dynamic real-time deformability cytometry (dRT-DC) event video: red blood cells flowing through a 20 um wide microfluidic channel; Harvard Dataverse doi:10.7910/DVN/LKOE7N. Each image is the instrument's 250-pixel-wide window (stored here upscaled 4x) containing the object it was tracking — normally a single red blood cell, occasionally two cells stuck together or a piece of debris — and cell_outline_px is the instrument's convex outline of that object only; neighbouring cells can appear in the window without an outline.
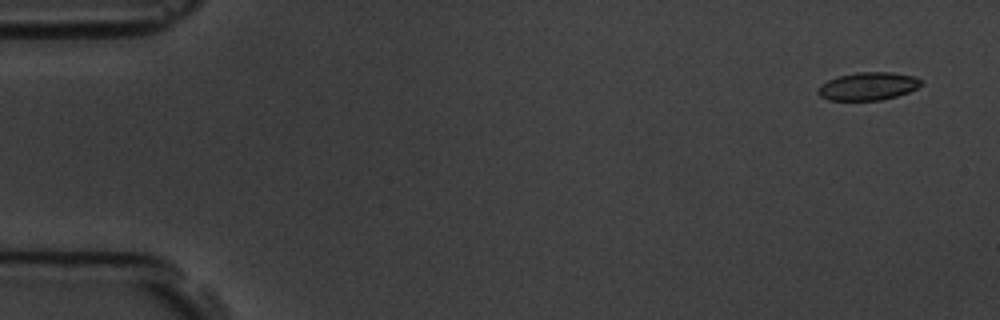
{"species": "common noctule bat (a hibernating species)", "species_latin": "Nyctalus noctula", "temperature_condition": "room temperature", "stored_images_in_passage": 6, "segment_of_instrument_passage": [1, 2], "camera_frame_rate_fps": 3000, "um_per_image_px": 0.085, "animal": {"sex": "male", "body_mass_g": 19.5, "forearm_length_mm": 54.6}, "frame": {"image": 1, "passage_image": 1, "time_ms": 0.0, "image_size_px": [1000, 320], "cell_outline_px": [[924, 84], [908, 92], [896, 96], [880, 100], [828, 100], [820, 96], [816, 92], [816, 88], [820, 84], [828, 80], [840, 76], [856, 72], [892, 72], [916, 76]], "centroid_in_image_um": [73.77, 7.32], "position_along_channel_um": 11.2, "area_um2": 16.88}}
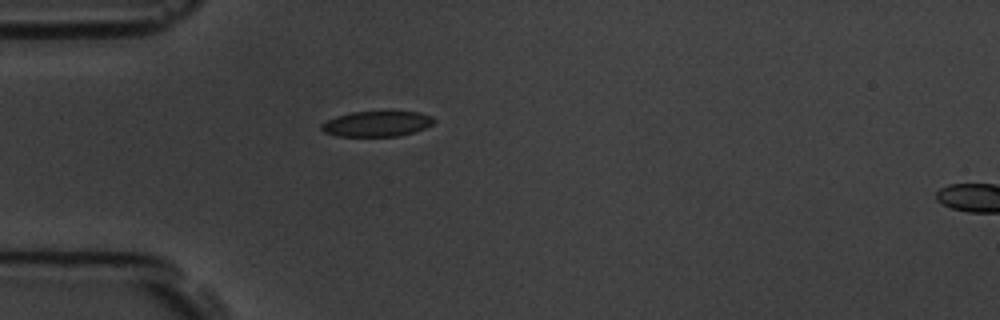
{"frame": {"image": 2, "passage_image": 5, "time_ms": 4.333, "image_size_px": [1000, 320], "cell_outline_px": [[436, 120], [432, 124], [424, 128], [400, 136], [336, 136], [324, 132], [320, 128], [320, 124], [336, 116], [352, 112], [420, 112], [432, 116]], "centroid_in_image_um": [32.02, 10.52], "position_along_channel_um": 53.0, "area_um2": 16.59}}